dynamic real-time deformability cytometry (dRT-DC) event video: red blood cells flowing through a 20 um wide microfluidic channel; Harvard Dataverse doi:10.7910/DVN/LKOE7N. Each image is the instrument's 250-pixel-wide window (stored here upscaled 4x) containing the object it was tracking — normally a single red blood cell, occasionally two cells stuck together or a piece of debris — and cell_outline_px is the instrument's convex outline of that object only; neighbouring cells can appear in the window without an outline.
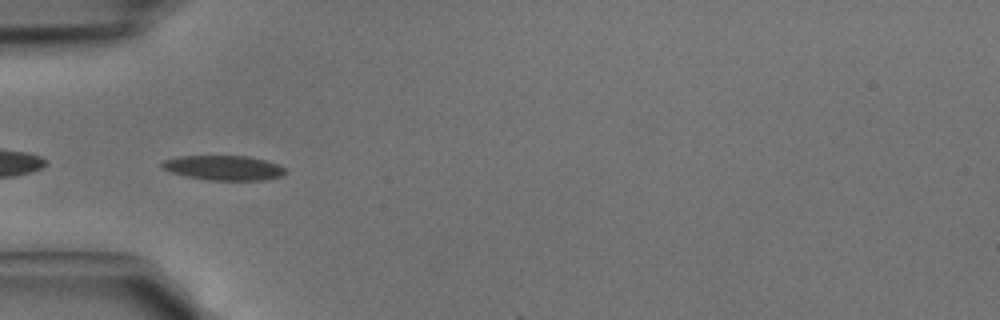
{"species": "common noctule bat (a hibernating species)", "species_latin": "Nyctalus noctula", "temperature_condition": "cold", "stored_images_in_passage": 14, "segment_of_instrument_passage": [2, 2], "camera_frame_rate_fps": 3000, "um_per_image_px": 0.085, "animal": {"sex": "male", "body_mass_g": 15.6}, "frame": {"image": 1, "passage_image": 13, "time_ms": 4.0, "image_size_px": [1000, 320], "cell_outline_px": [[288, 172], [280, 176], [264, 180], [212, 180], [184, 176], [160, 168], [160, 164], [164, 160], [180, 156], [248, 156], [264, 160], [276, 164], [284, 168]], "centroid_in_image_um": [18.98, 14.26], "position_along_channel_um": 66.0, "area_um2": 17.69}}